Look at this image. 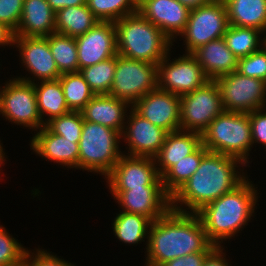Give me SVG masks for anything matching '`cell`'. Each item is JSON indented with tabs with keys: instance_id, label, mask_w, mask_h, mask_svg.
I'll return each mask as SVG.
<instances>
[{
	"instance_id": "cell-34",
	"label": "cell",
	"mask_w": 266,
	"mask_h": 266,
	"mask_svg": "<svg viewBox=\"0 0 266 266\" xmlns=\"http://www.w3.org/2000/svg\"><path fill=\"white\" fill-rule=\"evenodd\" d=\"M86 5L100 21L115 22L138 11V0H86Z\"/></svg>"
},
{
	"instance_id": "cell-2",
	"label": "cell",
	"mask_w": 266,
	"mask_h": 266,
	"mask_svg": "<svg viewBox=\"0 0 266 266\" xmlns=\"http://www.w3.org/2000/svg\"><path fill=\"white\" fill-rule=\"evenodd\" d=\"M238 164L246 166L236 157L208 152L201 159L196 172L171 197V209L197 213L206 204L236 189L247 179L244 172L242 175L236 169ZM182 205L190 211L183 209Z\"/></svg>"
},
{
	"instance_id": "cell-27",
	"label": "cell",
	"mask_w": 266,
	"mask_h": 266,
	"mask_svg": "<svg viewBox=\"0 0 266 266\" xmlns=\"http://www.w3.org/2000/svg\"><path fill=\"white\" fill-rule=\"evenodd\" d=\"M99 21L87 5L66 7L55 12L56 33L74 38L85 34Z\"/></svg>"
},
{
	"instance_id": "cell-14",
	"label": "cell",
	"mask_w": 266,
	"mask_h": 266,
	"mask_svg": "<svg viewBox=\"0 0 266 266\" xmlns=\"http://www.w3.org/2000/svg\"><path fill=\"white\" fill-rule=\"evenodd\" d=\"M75 40L79 71L118 54L115 23L112 21H99Z\"/></svg>"
},
{
	"instance_id": "cell-38",
	"label": "cell",
	"mask_w": 266,
	"mask_h": 266,
	"mask_svg": "<svg viewBox=\"0 0 266 266\" xmlns=\"http://www.w3.org/2000/svg\"><path fill=\"white\" fill-rule=\"evenodd\" d=\"M24 0H0V23L16 32L22 16Z\"/></svg>"
},
{
	"instance_id": "cell-45",
	"label": "cell",
	"mask_w": 266,
	"mask_h": 266,
	"mask_svg": "<svg viewBox=\"0 0 266 266\" xmlns=\"http://www.w3.org/2000/svg\"><path fill=\"white\" fill-rule=\"evenodd\" d=\"M181 4L187 6L190 9L197 8L200 5L210 3L215 0H178Z\"/></svg>"
},
{
	"instance_id": "cell-37",
	"label": "cell",
	"mask_w": 266,
	"mask_h": 266,
	"mask_svg": "<svg viewBox=\"0 0 266 266\" xmlns=\"http://www.w3.org/2000/svg\"><path fill=\"white\" fill-rule=\"evenodd\" d=\"M238 73L266 82V44L258 51L238 59Z\"/></svg>"
},
{
	"instance_id": "cell-3",
	"label": "cell",
	"mask_w": 266,
	"mask_h": 266,
	"mask_svg": "<svg viewBox=\"0 0 266 266\" xmlns=\"http://www.w3.org/2000/svg\"><path fill=\"white\" fill-rule=\"evenodd\" d=\"M258 194L247 178L236 189L206 204L197 212L213 245L221 246L223 240L232 238L247 225L253 216Z\"/></svg>"
},
{
	"instance_id": "cell-30",
	"label": "cell",
	"mask_w": 266,
	"mask_h": 266,
	"mask_svg": "<svg viewBox=\"0 0 266 266\" xmlns=\"http://www.w3.org/2000/svg\"><path fill=\"white\" fill-rule=\"evenodd\" d=\"M113 221L112 228L119 241L133 245L148 238L152 223L146 216L124 211L117 214Z\"/></svg>"
},
{
	"instance_id": "cell-17",
	"label": "cell",
	"mask_w": 266,
	"mask_h": 266,
	"mask_svg": "<svg viewBox=\"0 0 266 266\" xmlns=\"http://www.w3.org/2000/svg\"><path fill=\"white\" fill-rule=\"evenodd\" d=\"M190 11L178 0H138V12L172 42L184 31Z\"/></svg>"
},
{
	"instance_id": "cell-1",
	"label": "cell",
	"mask_w": 266,
	"mask_h": 266,
	"mask_svg": "<svg viewBox=\"0 0 266 266\" xmlns=\"http://www.w3.org/2000/svg\"><path fill=\"white\" fill-rule=\"evenodd\" d=\"M146 266H162L177 257L212 252L217 246L207 237L197 213L169 209L149 227Z\"/></svg>"
},
{
	"instance_id": "cell-42",
	"label": "cell",
	"mask_w": 266,
	"mask_h": 266,
	"mask_svg": "<svg viewBox=\"0 0 266 266\" xmlns=\"http://www.w3.org/2000/svg\"><path fill=\"white\" fill-rule=\"evenodd\" d=\"M222 246H217L205 259L203 266H230L225 259ZM223 256V257H222Z\"/></svg>"
},
{
	"instance_id": "cell-11",
	"label": "cell",
	"mask_w": 266,
	"mask_h": 266,
	"mask_svg": "<svg viewBox=\"0 0 266 266\" xmlns=\"http://www.w3.org/2000/svg\"><path fill=\"white\" fill-rule=\"evenodd\" d=\"M224 111L249 113L266 108V82L234 71L215 80Z\"/></svg>"
},
{
	"instance_id": "cell-47",
	"label": "cell",
	"mask_w": 266,
	"mask_h": 266,
	"mask_svg": "<svg viewBox=\"0 0 266 266\" xmlns=\"http://www.w3.org/2000/svg\"><path fill=\"white\" fill-rule=\"evenodd\" d=\"M1 142V141H0ZM2 144L0 143V153L3 151V146H1Z\"/></svg>"
},
{
	"instance_id": "cell-4",
	"label": "cell",
	"mask_w": 266,
	"mask_h": 266,
	"mask_svg": "<svg viewBox=\"0 0 266 266\" xmlns=\"http://www.w3.org/2000/svg\"><path fill=\"white\" fill-rule=\"evenodd\" d=\"M115 23L118 54L158 64L171 50L172 41L138 11Z\"/></svg>"
},
{
	"instance_id": "cell-6",
	"label": "cell",
	"mask_w": 266,
	"mask_h": 266,
	"mask_svg": "<svg viewBox=\"0 0 266 266\" xmlns=\"http://www.w3.org/2000/svg\"><path fill=\"white\" fill-rule=\"evenodd\" d=\"M121 138L119 131L84 120L78 168L106 176L123 155L118 145Z\"/></svg>"
},
{
	"instance_id": "cell-39",
	"label": "cell",
	"mask_w": 266,
	"mask_h": 266,
	"mask_svg": "<svg viewBox=\"0 0 266 266\" xmlns=\"http://www.w3.org/2000/svg\"><path fill=\"white\" fill-rule=\"evenodd\" d=\"M33 254L32 252L31 255V251H28V249L26 250L22 263L24 266H75L64 259L56 257V255H50V253L46 250L44 251V249H37L36 253Z\"/></svg>"
},
{
	"instance_id": "cell-29",
	"label": "cell",
	"mask_w": 266,
	"mask_h": 266,
	"mask_svg": "<svg viewBox=\"0 0 266 266\" xmlns=\"http://www.w3.org/2000/svg\"><path fill=\"white\" fill-rule=\"evenodd\" d=\"M261 34L264 35L254 28L229 25L223 39L229 50L239 59L258 51L266 44V37L262 39Z\"/></svg>"
},
{
	"instance_id": "cell-31",
	"label": "cell",
	"mask_w": 266,
	"mask_h": 266,
	"mask_svg": "<svg viewBox=\"0 0 266 266\" xmlns=\"http://www.w3.org/2000/svg\"><path fill=\"white\" fill-rule=\"evenodd\" d=\"M48 42L61 74L79 71L77 46L74 37L53 33L48 36Z\"/></svg>"
},
{
	"instance_id": "cell-19",
	"label": "cell",
	"mask_w": 266,
	"mask_h": 266,
	"mask_svg": "<svg viewBox=\"0 0 266 266\" xmlns=\"http://www.w3.org/2000/svg\"><path fill=\"white\" fill-rule=\"evenodd\" d=\"M15 44L19 48L25 69L38 81L56 80L62 75L52 56L48 37L15 36Z\"/></svg>"
},
{
	"instance_id": "cell-12",
	"label": "cell",
	"mask_w": 266,
	"mask_h": 266,
	"mask_svg": "<svg viewBox=\"0 0 266 266\" xmlns=\"http://www.w3.org/2000/svg\"><path fill=\"white\" fill-rule=\"evenodd\" d=\"M168 54L158 63V88L181 97L209 81L192 54L185 53L172 62Z\"/></svg>"
},
{
	"instance_id": "cell-36",
	"label": "cell",
	"mask_w": 266,
	"mask_h": 266,
	"mask_svg": "<svg viewBox=\"0 0 266 266\" xmlns=\"http://www.w3.org/2000/svg\"><path fill=\"white\" fill-rule=\"evenodd\" d=\"M26 248L0 226V266H19L23 263Z\"/></svg>"
},
{
	"instance_id": "cell-22",
	"label": "cell",
	"mask_w": 266,
	"mask_h": 266,
	"mask_svg": "<svg viewBox=\"0 0 266 266\" xmlns=\"http://www.w3.org/2000/svg\"><path fill=\"white\" fill-rule=\"evenodd\" d=\"M192 55L208 80L215 81L237 70L238 58L229 50L223 37L199 47Z\"/></svg>"
},
{
	"instance_id": "cell-25",
	"label": "cell",
	"mask_w": 266,
	"mask_h": 266,
	"mask_svg": "<svg viewBox=\"0 0 266 266\" xmlns=\"http://www.w3.org/2000/svg\"><path fill=\"white\" fill-rule=\"evenodd\" d=\"M229 25L260 30L266 37V0H223Z\"/></svg>"
},
{
	"instance_id": "cell-44",
	"label": "cell",
	"mask_w": 266,
	"mask_h": 266,
	"mask_svg": "<svg viewBox=\"0 0 266 266\" xmlns=\"http://www.w3.org/2000/svg\"><path fill=\"white\" fill-rule=\"evenodd\" d=\"M14 32L5 24L0 23V45H14Z\"/></svg>"
},
{
	"instance_id": "cell-41",
	"label": "cell",
	"mask_w": 266,
	"mask_h": 266,
	"mask_svg": "<svg viewBox=\"0 0 266 266\" xmlns=\"http://www.w3.org/2000/svg\"><path fill=\"white\" fill-rule=\"evenodd\" d=\"M211 252H196L183 257H177L164 263L162 266H203L206 257Z\"/></svg>"
},
{
	"instance_id": "cell-35",
	"label": "cell",
	"mask_w": 266,
	"mask_h": 266,
	"mask_svg": "<svg viewBox=\"0 0 266 266\" xmlns=\"http://www.w3.org/2000/svg\"><path fill=\"white\" fill-rule=\"evenodd\" d=\"M84 118L81 111H71L65 115L52 118L45 126L54 134L79 143Z\"/></svg>"
},
{
	"instance_id": "cell-15",
	"label": "cell",
	"mask_w": 266,
	"mask_h": 266,
	"mask_svg": "<svg viewBox=\"0 0 266 266\" xmlns=\"http://www.w3.org/2000/svg\"><path fill=\"white\" fill-rule=\"evenodd\" d=\"M132 108L168 133L180 130V97L173 93L157 87L141 97Z\"/></svg>"
},
{
	"instance_id": "cell-7",
	"label": "cell",
	"mask_w": 266,
	"mask_h": 266,
	"mask_svg": "<svg viewBox=\"0 0 266 266\" xmlns=\"http://www.w3.org/2000/svg\"><path fill=\"white\" fill-rule=\"evenodd\" d=\"M158 64L116 55V70L109 95L132 106L148 92L158 87Z\"/></svg>"
},
{
	"instance_id": "cell-13",
	"label": "cell",
	"mask_w": 266,
	"mask_h": 266,
	"mask_svg": "<svg viewBox=\"0 0 266 266\" xmlns=\"http://www.w3.org/2000/svg\"><path fill=\"white\" fill-rule=\"evenodd\" d=\"M105 179L110 190L163 188L162 179L152 157L123 154Z\"/></svg>"
},
{
	"instance_id": "cell-24",
	"label": "cell",
	"mask_w": 266,
	"mask_h": 266,
	"mask_svg": "<svg viewBox=\"0 0 266 266\" xmlns=\"http://www.w3.org/2000/svg\"><path fill=\"white\" fill-rule=\"evenodd\" d=\"M201 144V134L198 132L184 130L169 132L159 153L154 157L160 177L177 161L193 153Z\"/></svg>"
},
{
	"instance_id": "cell-21",
	"label": "cell",
	"mask_w": 266,
	"mask_h": 266,
	"mask_svg": "<svg viewBox=\"0 0 266 266\" xmlns=\"http://www.w3.org/2000/svg\"><path fill=\"white\" fill-rule=\"evenodd\" d=\"M129 102L109 94L95 95L81 110L85 121L101 124L123 133Z\"/></svg>"
},
{
	"instance_id": "cell-9",
	"label": "cell",
	"mask_w": 266,
	"mask_h": 266,
	"mask_svg": "<svg viewBox=\"0 0 266 266\" xmlns=\"http://www.w3.org/2000/svg\"><path fill=\"white\" fill-rule=\"evenodd\" d=\"M229 26L227 9L223 0H215L193 8L184 31L187 54H192L206 43L222 38Z\"/></svg>"
},
{
	"instance_id": "cell-23",
	"label": "cell",
	"mask_w": 266,
	"mask_h": 266,
	"mask_svg": "<svg viewBox=\"0 0 266 266\" xmlns=\"http://www.w3.org/2000/svg\"><path fill=\"white\" fill-rule=\"evenodd\" d=\"M53 33H56L55 12L49 3L46 0H24L15 36L48 37Z\"/></svg>"
},
{
	"instance_id": "cell-18",
	"label": "cell",
	"mask_w": 266,
	"mask_h": 266,
	"mask_svg": "<svg viewBox=\"0 0 266 266\" xmlns=\"http://www.w3.org/2000/svg\"><path fill=\"white\" fill-rule=\"evenodd\" d=\"M124 212L141 214L152 222L171 208V197L163 188L110 190Z\"/></svg>"
},
{
	"instance_id": "cell-16",
	"label": "cell",
	"mask_w": 266,
	"mask_h": 266,
	"mask_svg": "<svg viewBox=\"0 0 266 266\" xmlns=\"http://www.w3.org/2000/svg\"><path fill=\"white\" fill-rule=\"evenodd\" d=\"M128 116H126L128 121L125 123L128 125H125L121 134L129 146L126 154L154 158L164 144L168 132L144 119L133 108Z\"/></svg>"
},
{
	"instance_id": "cell-26",
	"label": "cell",
	"mask_w": 266,
	"mask_h": 266,
	"mask_svg": "<svg viewBox=\"0 0 266 266\" xmlns=\"http://www.w3.org/2000/svg\"><path fill=\"white\" fill-rule=\"evenodd\" d=\"M34 88L37 99V107L40 117L48 115V119H45V124L52 118L65 115L71 110L66 104L64 92L59 79L40 81L38 85L34 82Z\"/></svg>"
},
{
	"instance_id": "cell-20",
	"label": "cell",
	"mask_w": 266,
	"mask_h": 266,
	"mask_svg": "<svg viewBox=\"0 0 266 266\" xmlns=\"http://www.w3.org/2000/svg\"><path fill=\"white\" fill-rule=\"evenodd\" d=\"M30 142L31 149L46 160L78 169L79 144L74 143V140L56 135L44 126Z\"/></svg>"
},
{
	"instance_id": "cell-8",
	"label": "cell",
	"mask_w": 266,
	"mask_h": 266,
	"mask_svg": "<svg viewBox=\"0 0 266 266\" xmlns=\"http://www.w3.org/2000/svg\"><path fill=\"white\" fill-rule=\"evenodd\" d=\"M34 81L29 77L9 80L0 90V114L9 122L40 130L45 122L38 112Z\"/></svg>"
},
{
	"instance_id": "cell-46",
	"label": "cell",
	"mask_w": 266,
	"mask_h": 266,
	"mask_svg": "<svg viewBox=\"0 0 266 266\" xmlns=\"http://www.w3.org/2000/svg\"><path fill=\"white\" fill-rule=\"evenodd\" d=\"M3 153H4L3 151L0 153V165L4 164L3 161H5V159H4L5 153L4 154Z\"/></svg>"
},
{
	"instance_id": "cell-33",
	"label": "cell",
	"mask_w": 266,
	"mask_h": 266,
	"mask_svg": "<svg viewBox=\"0 0 266 266\" xmlns=\"http://www.w3.org/2000/svg\"><path fill=\"white\" fill-rule=\"evenodd\" d=\"M116 70V56L82 68L80 73L95 95L109 94Z\"/></svg>"
},
{
	"instance_id": "cell-28",
	"label": "cell",
	"mask_w": 266,
	"mask_h": 266,
	"mask_svg": "<svg viewBox=\"0 0 266 266\" xmlns=\"http://www.w3.org/2000/svg\"><path fill=\"white\" fill-rule=\"evenodd\" d=\"M209 151L201 144L193 153L177 161L162 177L164 191L172 197L196 172L201 159Z\"/></svg>"
},
{
	"instance_id": "cell-32",
	"label": "cell",
	"mask_w": 266,
	"mask_h": 266,
	"mask_svg": "<svg viewBox=\"0 0 266 266\" xmlns=\"http://www.w3.org/2000/svg\"><path fill=\"white\" fill-rule=\"evenodd\" d=\"M58 79L63 88L66 104L71 111H81L95 96L80 71L64 73Z\"/></svg>"
},
{
	"instance_id": "cell-10",
	"label": "cell",
	"mask_w": 266,
	"mask_h": 266,
	"mask_svg": "<svg viewBox=\"0 0 266 266\" xmlns=\"http://www.w3.org/2000/svg\"><path fill=\"white\" fill-rule=\"evenodd\" d=\"M222 99L216 81L180 97V130L202 132L222 112Z\"/></svg>"
},
{
	"instance_id": "cell-40",
	"label": "cell",
	"mask_w": 266,
	"mask_h": 266,
	"mask_svg": "<svg viewBox=\"0 0 266 266\" xmlns=\"http://www.w3.org/2000/svg\"><path fill=\"white\" fill-rule=\"evenodd\" d=\"M266 108L256 109L249 112L252 142L264 145L266 148ZM264 111V112H263Z\"/></svg>"
},
{
	"instance_id": "cell-5",
	"label": "cell",
	"mask_w": 266,
	"mask_h": 266,
	"mask_svg": "<svg viewBox=\"0 0 266 266\" xmlns=\"http://www.w3.org/2000/svg\"><path fill=\"white\" fill-rule=\"evenodd\" d=\"M201 140L209 152L236 157L248 164L253 145L248 113L223 111L202 132Z\"/></svg>"
},
{
	"instance_id": "cell-43",
	"label": "cell",
	"mask_w": 266,
	"mask_h": 266,
	"mask_svg": "<svg viewBox=\"0 0 266 266\" xmlns=\"http://www.w3.org/2000/svg\"><path fill=\"white\" fill-rule=\"evenodd\" d=\"M54 12L66 7L86 5V0H46Z\"/></svg>"
}]
</instances>
